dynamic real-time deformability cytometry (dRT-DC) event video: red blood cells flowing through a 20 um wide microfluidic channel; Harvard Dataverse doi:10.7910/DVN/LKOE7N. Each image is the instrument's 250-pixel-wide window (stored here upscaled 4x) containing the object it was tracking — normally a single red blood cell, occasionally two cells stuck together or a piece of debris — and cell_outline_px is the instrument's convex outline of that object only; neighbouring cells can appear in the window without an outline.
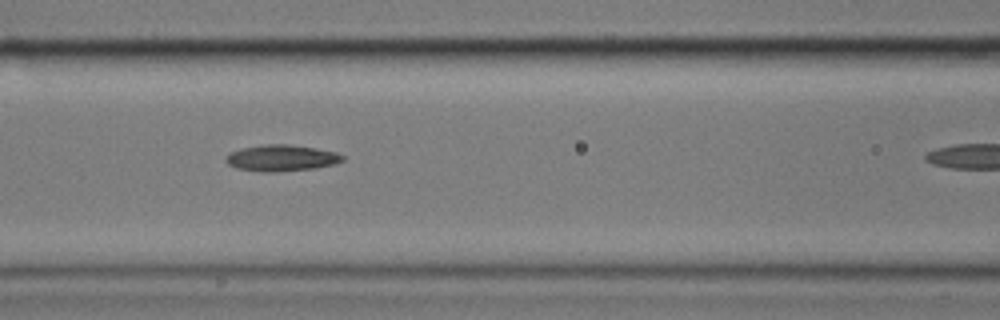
{"species": "common noctule bat (a hibernating species)", "species_latin": "Nyctalus noctula", "temperature_condition": "cold", "stored_images_in_passage": 38, "camera_frame_rate_fps": 3000, "um_per_image_px": 0.085, "animal": {"sex": "male", "body_mass_g": 17.9}, "frame": {"image": 1, "passage_image": 17, "time_ms": 5.333, "image_size_px": [1000, 320], "cell_outline_px": [[344, 160], [336, 164], [316, 168], [276, 172], [260, 172], [236, 168], [228, 164], [224, 160], [232, 152], [244, 148], [264, 144], [288, 144], [316, 148], [336, 152], [344, 156]], "centroid_in_image_um": [23.96, 13.44], "position_along_channel_um": 142.6, "area_um2": 17.92}}